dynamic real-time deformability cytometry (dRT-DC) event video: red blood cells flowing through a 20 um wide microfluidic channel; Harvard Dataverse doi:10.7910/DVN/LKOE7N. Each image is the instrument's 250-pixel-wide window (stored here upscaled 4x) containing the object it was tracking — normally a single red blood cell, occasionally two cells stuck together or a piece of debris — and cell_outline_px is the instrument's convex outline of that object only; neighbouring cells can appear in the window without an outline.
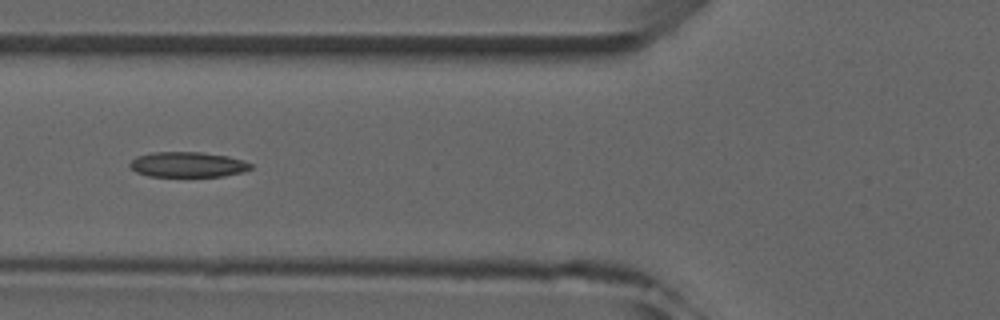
{"species": "common noctule bat (a hibernating species)", "species_latin": "Nyctalus noctula", "temperature_condition": "room temperature", "stored_images_in_passage": 6, "camera_frame_rate_fps": 3000, "um_per_image_px": 0.085, "animal": {"sex": "male", "forearm_length_mm": 52.5}, "frame": {"image": 1, "passage_image": 6, "time_ms": 5.667, "image_size_px": [1000, 320], "cell_outline_px": [[252, 168], [244, 172], [224, 176], [148, 176], [136, 172], [128, 164], [136, 156], [152, 152], [200, 152], [228, 156], [244, 160], [252, 164]], "centroid_in_image_um": [15.97, 13.98], "position_along_channel_um": 109.8, "area_um2": 17.86}}